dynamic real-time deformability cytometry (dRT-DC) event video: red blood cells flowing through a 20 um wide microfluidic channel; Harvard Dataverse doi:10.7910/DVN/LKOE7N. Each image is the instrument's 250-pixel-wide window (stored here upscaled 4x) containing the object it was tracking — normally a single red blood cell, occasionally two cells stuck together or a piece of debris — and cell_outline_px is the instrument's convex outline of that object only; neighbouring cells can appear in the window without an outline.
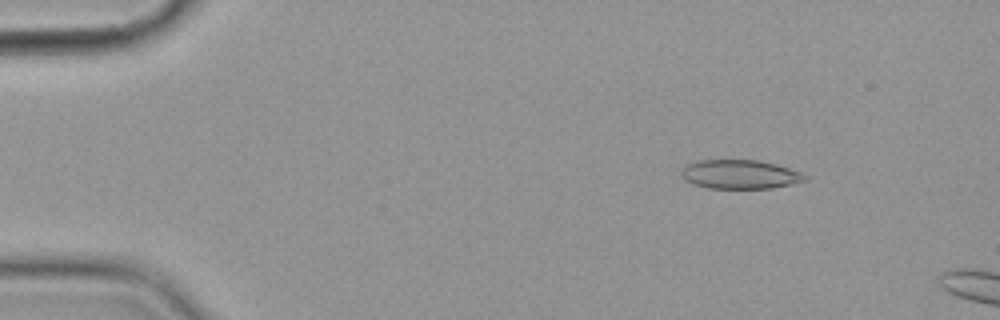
{"species": "common noctule bat (a hibernating species)", "species_latin": "Nyctalus noctula", "temperature_condition": "cold", "stored_images_in_passage": 5, "camera_frame_rate_fps": 3000, "um_per_image_px": 0.085, "animal": {"sex": "female", "body_mass_g": 19.9}, "frame": {"image": 1, "passage_image": 3, "time_ms": 2.333, "image_size_px": [1000, 320], "cell_outline_px": [[808, 180], [792, 184], [772, 188], [708, 188], [692, 184], [684, 180], [680, 176], [680, 168], [696, 160], [760, 160], [776, 164], [800, 172], [808, 176]], "centroid_in_image_um": [62.86, 14.82], "position_along_channel_um": 22.1, "area_um2": 21.15}}